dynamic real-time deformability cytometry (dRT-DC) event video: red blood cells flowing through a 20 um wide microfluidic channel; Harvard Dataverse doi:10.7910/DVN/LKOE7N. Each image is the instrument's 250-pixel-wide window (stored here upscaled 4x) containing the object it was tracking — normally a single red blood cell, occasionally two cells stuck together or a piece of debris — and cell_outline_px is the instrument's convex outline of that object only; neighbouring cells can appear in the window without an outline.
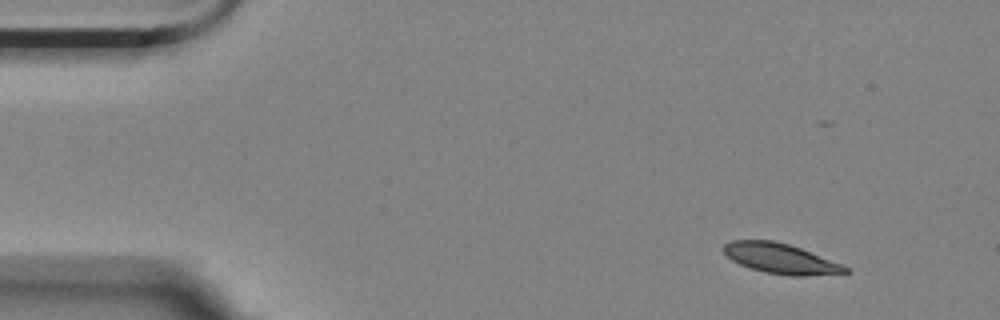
{"species": "Egyptian fruit bat (a non-hibernating species)", "species_latin": "Rousettus aegyptiacus", "temperature_condition": "room temperature", "stored_images_in_passage": 5, "camera_frame_rate_fps": 3000, "um_per_image_px": 0.085, "animal": {"sex": "female"}, "frame": {"image": 1, "passage_image": 1, "time_ms": 0.0, "image_size_px": [1000, 320], "cell_outline_px": [[852, 272], [804, 276], [788, 276], [764, 272], [740, 264], [732, 260], [724, 252], [724, 244], [732, 240], [772, 240], [788, 244], [800, 248], [844, 264]], "centroid_in_image_um": [66.39, 21.98], "position_along_channel_um": 18.6, "area_um2": 21.33}}
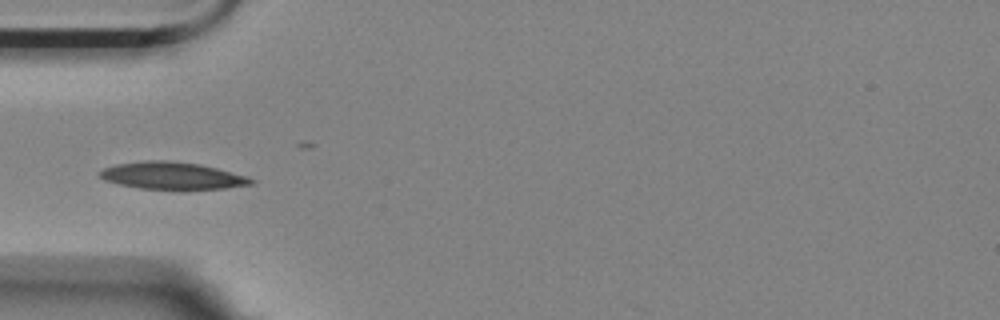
{"frame": {"image": 2, "passage_image": 4, "time_ms": 1.0, "image_size_px": [1000, 320], "cell_outline_px": [[256, 184], [224, 188], [180, 192], [140, 188], [120, 184], [104, 180], [96, 172], [104, 168], [116, 164], [148, 160], [164, 160], [200, 164], [248, 176], [256, 180]], "centroid_in_image_um": [14.69, 14.97], "position_along_channel_um": 70.3, "area_um2": 24.85}}